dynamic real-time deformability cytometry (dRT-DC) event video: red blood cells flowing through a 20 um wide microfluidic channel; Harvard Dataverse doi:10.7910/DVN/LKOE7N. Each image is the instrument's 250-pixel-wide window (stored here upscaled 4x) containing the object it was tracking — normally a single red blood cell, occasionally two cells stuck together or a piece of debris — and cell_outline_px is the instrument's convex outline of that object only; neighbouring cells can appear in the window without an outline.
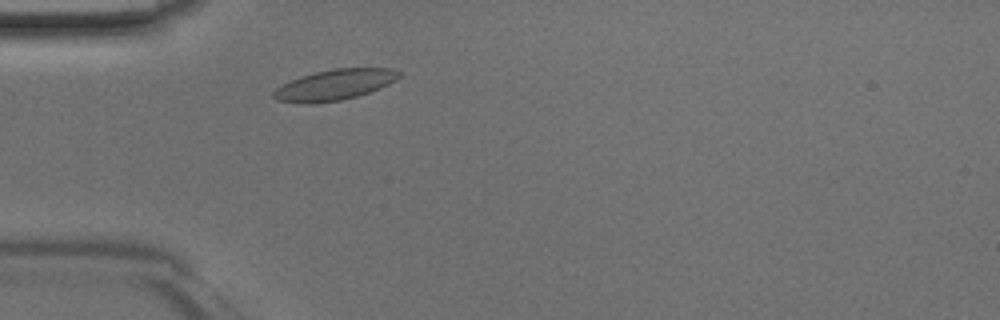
{"species": "Egyptian fruit bat (a non-hibernating species)", "species_latin": "Rousettus aegyptiacus", "temperature_condition": "room temperature", "stored_images_in_passage": 34, "camera_frame_rate_fps": 3000, "um_per_image_px": 0.085, "animal": {"sex": "male"}, "frame": {"image": 1, "passage_image": 1, "time_ms": 0.0, "image_size_px": [1000, 320], "cell_outline_px": [[404, 72], [396, 80], [380, 88], [356, 96], [340, 100], [312, 104], [300, 104], [276, 100], [272, 96], [272, 92], [276, 88], [300, 76], [332, 68], [392, 68]], "centroid_in_image_um": [28.44, 7.21], "position_along_channel_um": 56.6, "area_um2": 22.54}}
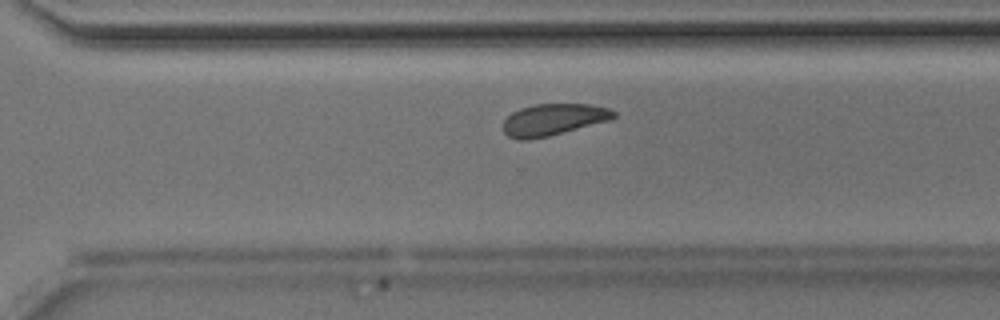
{"frame": {"image": 2, "passage_image": 20, "time_ms": 6.333, "image_size_px": [1000, 320], "cell_outline_px": [[616, 116], [612, 120], [548, 136], [528, 140], [516, 140], [508, 136], [504, 132], [504, 120], [512, 112], [520, 108], [536, 104], [592, 104], [608, 108], [616, 112]], "centroid_in_image_um": [47.05, 10.17], "position_along_channel_um": 323.5, "area_um2": 20.52}}
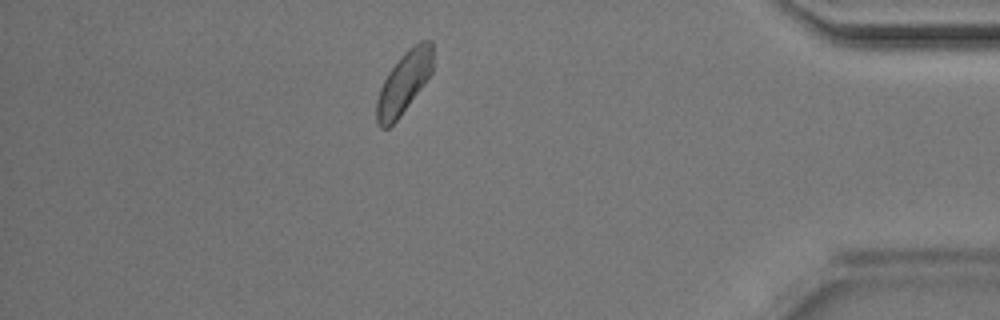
{"frame": {"image": 3, "passage_image": 28, "time_ms": 9.0, "image_size_px": [1000, 320], "cell_outline_px": [[432, 72], [400, 116], [388, 128], [380, 128], [376, 124], [376, 100], [380, 88], [388, 72], [400, 56], [408, 48], [424, 40], [432, 40]], "centroid_in_image_um": [34.3, 7.04], "position_along_channel_um": 400.9, "area_um2": 20.06}}